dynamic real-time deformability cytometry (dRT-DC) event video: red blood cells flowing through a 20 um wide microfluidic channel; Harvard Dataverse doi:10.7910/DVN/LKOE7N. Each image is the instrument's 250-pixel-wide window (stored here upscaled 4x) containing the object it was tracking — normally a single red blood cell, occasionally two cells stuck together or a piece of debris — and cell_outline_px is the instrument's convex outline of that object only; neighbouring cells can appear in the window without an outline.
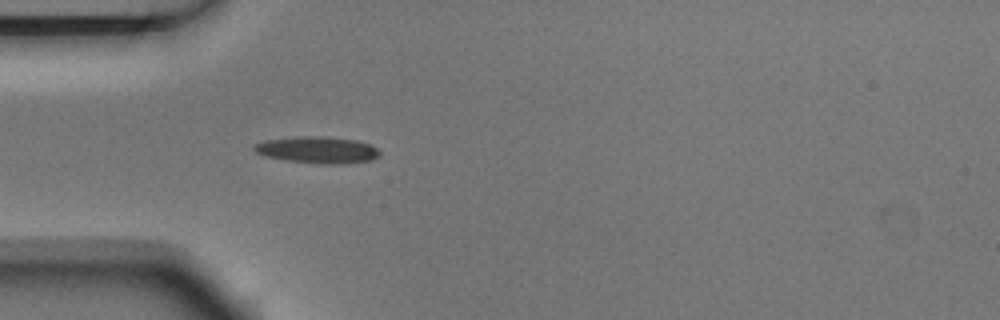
{"species": "Egyptian fruit bat (a non-hibernating species)", "species_latin": "Rousettus aegyptiacus", "temperature_condition": "room temperature", "stored_images_in_passage": 2, "camera_frame_rate_fps": 3000, "um_per_image_px": 0.085, "animal": {"sex": "male"}, "frame": {"image": 1, "passage_image": 2, "time_ms": 0.333, "image_size_px": [1000, 320], "cell_outline_px": [[380, 156], [372, 160], [340, 164], [320, 164], [284, 160], [264, 156], [256, 152], [252, 148], [252, 144], [264, 140], [300, 136], [324, 136], [356, 140], [368, 144], [376, 148], [380, 152]], "centroid_in_image_um": [26.94, 12.74], "position_along_channel_um": 58.1, "area_um2": 19.71}}